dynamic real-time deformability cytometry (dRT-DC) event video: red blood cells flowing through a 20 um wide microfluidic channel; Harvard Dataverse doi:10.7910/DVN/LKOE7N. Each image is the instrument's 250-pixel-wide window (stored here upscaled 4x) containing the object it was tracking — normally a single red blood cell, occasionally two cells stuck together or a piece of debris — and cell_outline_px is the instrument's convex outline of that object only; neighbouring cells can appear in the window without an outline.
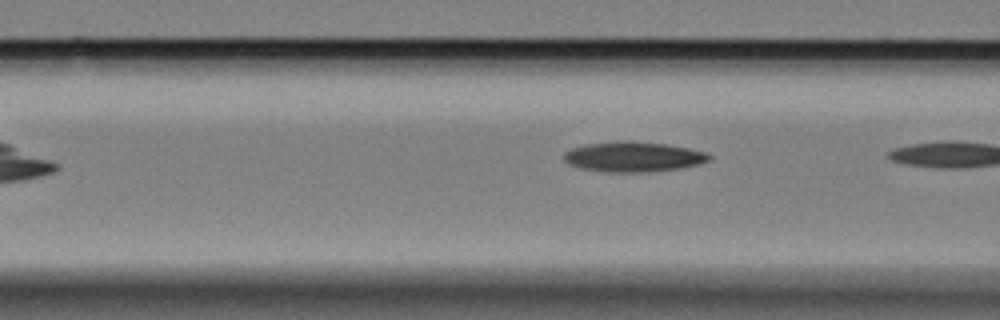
{"species": "Egyptian fruit bat (a non-hibernating species)", "species_latin": "Rousettus aegyptiacus", "temperature_condition": "cold", "stored_images_in_passage": 9, "camera_frame_rate_fps": 3000, "um_per_image_px": 0.085, "animal": {"sex": "female"}, "frame": {"image": 1, "passage_image": 8, "time_ms": 2.333, "image_size_px": [1000, 320], "cell_outline_px": [[712, 156], [708, 160], [696, 164], [680, 168], [644, 172], [608, 172], [580, 168], [568, 164], [564, 160], [564, 152], [572, 148], [584, 144], [620, 140], [632, 140], [668, 144], [688, 148], [704, 152]], "centroid_in_image_um": [53.77, 13.31], "position_along_channel_um": 112.8, "area_um2": 25.55}}